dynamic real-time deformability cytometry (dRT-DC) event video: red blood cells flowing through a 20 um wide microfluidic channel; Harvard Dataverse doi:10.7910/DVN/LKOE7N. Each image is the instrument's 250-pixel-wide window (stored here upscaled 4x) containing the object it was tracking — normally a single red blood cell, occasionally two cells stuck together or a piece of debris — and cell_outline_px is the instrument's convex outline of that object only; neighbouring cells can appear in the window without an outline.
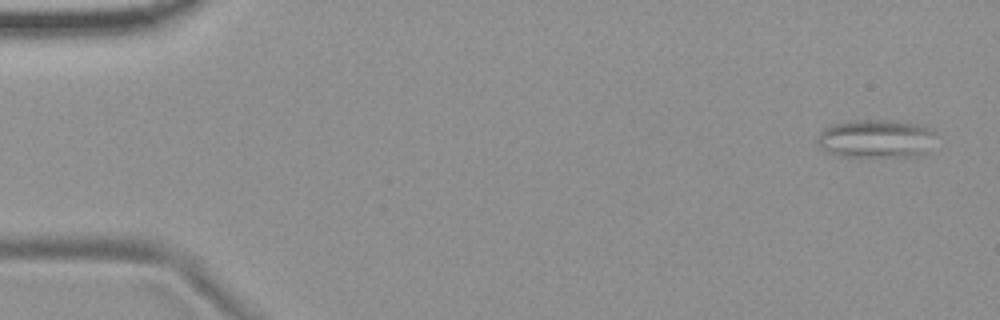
{"species": "common noctule bat (a hibernating species)", "species_latin": "Nyctalus noctula", "temperature_condition": "room temperature", "stored_images_in_passage": 55, "camera_frame_rate_fps": 3000, "um_per_image_px": 0.085, "animal": {"sex": "female", "body_mass_g": 19.9}, "frame": {"image": 1, "passage_image": 3, "time_ms": 0.667, "image_size_px": [1000, 320], "cell_outline_px": [[932, 132], [928, 156], [840, 156], [828, 152], [820, 148], [816, 140], [820, 132], [824, 128], [836, 124], [852, 120], [892, 120], [916, 124], [932, 128]], "centroid_in_image_um": [74.45, 11.8], "position_along_channel_um": 10.6, "area_um2": 26.41}}
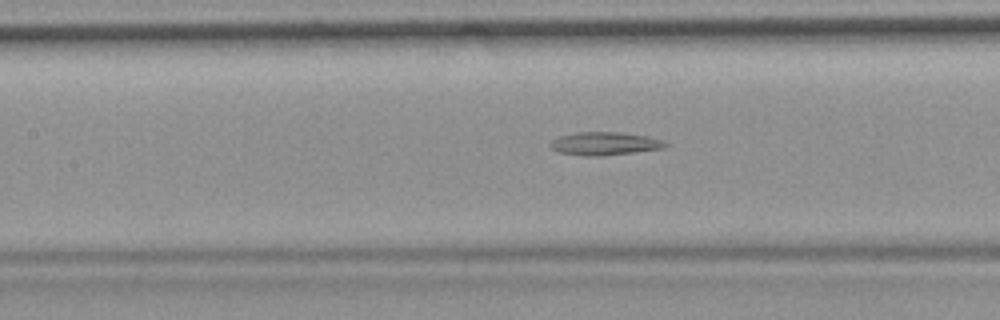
{"frame": {"image": 2, "passage_image": 25, "time_ms": 8.0, "image_size_px": [1000, 320], "cell_outline_px": [[668, 144], [664, 148], [604, 156], [584, 156], [560, 152], [552, 148], [548, 144], [552, 140], [560, 136], [576, 132], [620, 132], [648, 136], [660, 140]], "centroid_in_image_um": [51.38, 12.2], "position_along_channel_um": 156.0, "area_um2": 15.43}}
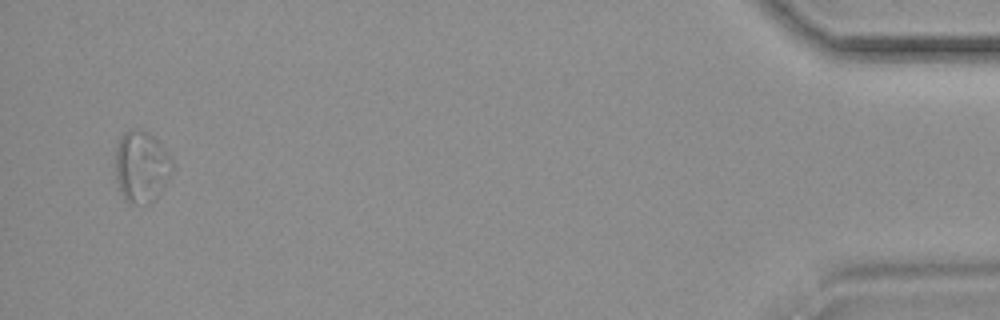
{"frame": {"image": 3, "passage_image": 53, "time_ms": 17.333, "image_size_px": [1000, 320], "cell_outline_px": [[172, 176], [156, 200], [152, 204], [132, 204], [120, 192], [116, 176], [116, 148], [120, 136], [124, 132], [144, 132], [152, 136], [156, 140], [172, 160]], "centroid_in_image_um": [12.04, 14.25], "position_along_channel_um": 423.2, "area_um2": 23.41}, "authors_computed_cell_mechanics": {"area_um2": 17.8024, "velocity_mm_per_s": 3.728, "shape_relaxation_time_tau1_ms": null, "shape_relaxation_time_tau2_ms": 7.9727, "deformation_change_tau1": null, "deformation_change_tau2": 0.1925}}